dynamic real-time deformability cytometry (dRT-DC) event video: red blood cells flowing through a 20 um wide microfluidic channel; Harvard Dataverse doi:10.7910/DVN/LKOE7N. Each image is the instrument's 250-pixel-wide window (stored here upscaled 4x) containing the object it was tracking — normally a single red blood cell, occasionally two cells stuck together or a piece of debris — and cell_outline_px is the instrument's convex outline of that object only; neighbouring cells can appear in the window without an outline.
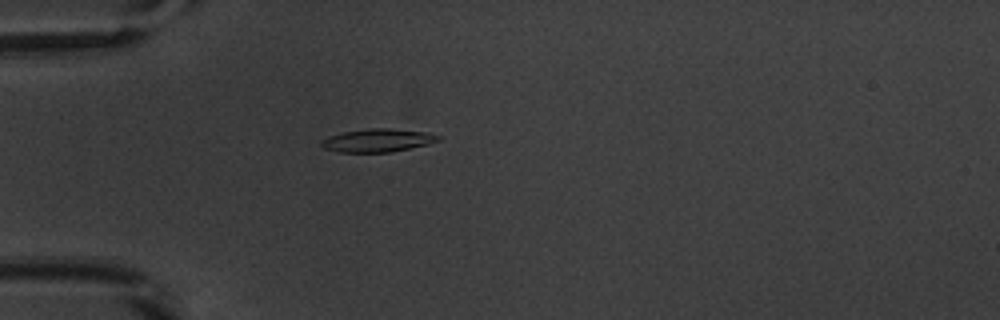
{"species": "common noctule bat (a hibernating species)", "species_latin": "Nyctalus noctula", "temperature_condition": "warm", "stored_images_in_passage": 53, "camera_frame_rate_fps": 3000, "um_per_image_px": 0.085, "animal": {"sex": "male", "body_mass_g": 20.1, "forearm_length_mm": 53.5}, "frame": {"image": 1, "passage_image": 16, "time_ms": 5.0, "image_size_px": [1000, 320], "cell_outline_px": [[440, 140], [428, 144], [392, 152], [340, 152], [324, 148], [320, 144], [320, 140], [328, 136], [344, 132], [372, 128], [388, 128], [428, 132], [440, 136]], "centroid_in_image_um": [32.1, 11.93], "position_along_channel_um": 52.9, "area_um2": 15.72}}
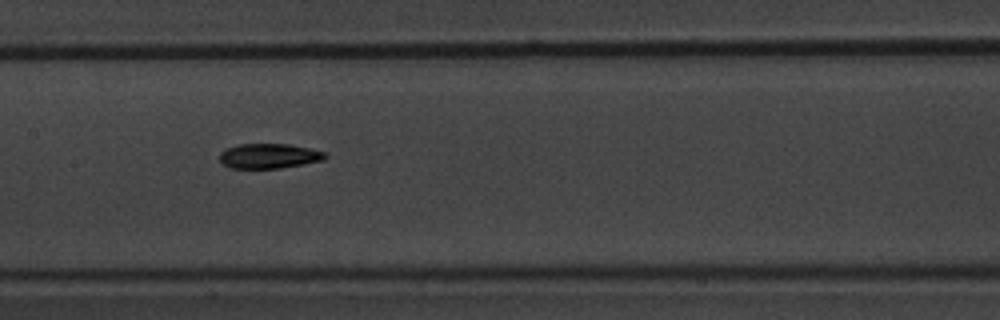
{"frame": {"image": 2, "passage_image": 27, "time_ms": 8.667, "image_size_px": [1000, 320], "cell_outline_px": [[328, 156], [324, 160], [304, 164], [280, 168], [228, 168], [220, 160], [220, 152], [224, 148], [236, 144], [288, 144], [328, 152]], "centroid_in_image_um": [22.87, 13.25], "position_along_channel_um": 184.5, "area_um2": 15.49}}
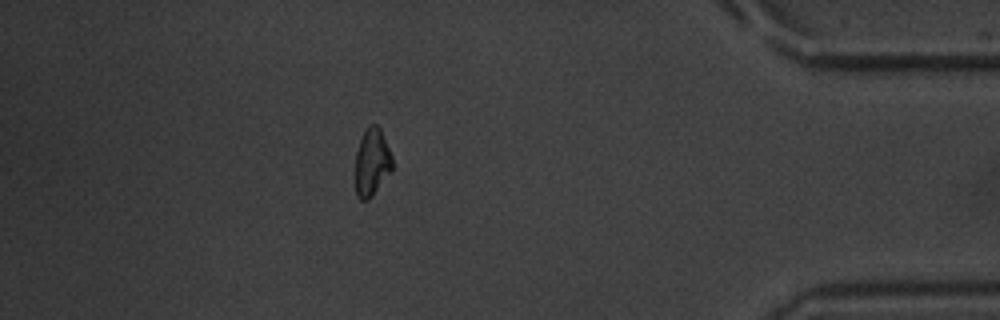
{"frame": {"image": 3, "passage_image": 47, "time_ms": 15.333, "image_size_px": [1000, 320], "cell_outline_px": [[392, 168], [372, 196], [368, 200], [360, 200], [356, 196], [356, 152], [364, 128], [368, 124], [376, 124], [380, 128], [392, 156]], "centroid_in_image_um": [31.59, 13.76], "position_along_channel_um": 403.6, "area_um2": 14.45}, "authors_computed_cell_mechanics": {"area_um2": 15.3748, "velocity_mm_per_s": 3.8742, "shape_relaxation_time_tau1_ms": 2.6762, "shape_relaxation_time_tau2_ms": null, "deformation_change_tau1": 0.1529, "deformation_change_tau2": null}}